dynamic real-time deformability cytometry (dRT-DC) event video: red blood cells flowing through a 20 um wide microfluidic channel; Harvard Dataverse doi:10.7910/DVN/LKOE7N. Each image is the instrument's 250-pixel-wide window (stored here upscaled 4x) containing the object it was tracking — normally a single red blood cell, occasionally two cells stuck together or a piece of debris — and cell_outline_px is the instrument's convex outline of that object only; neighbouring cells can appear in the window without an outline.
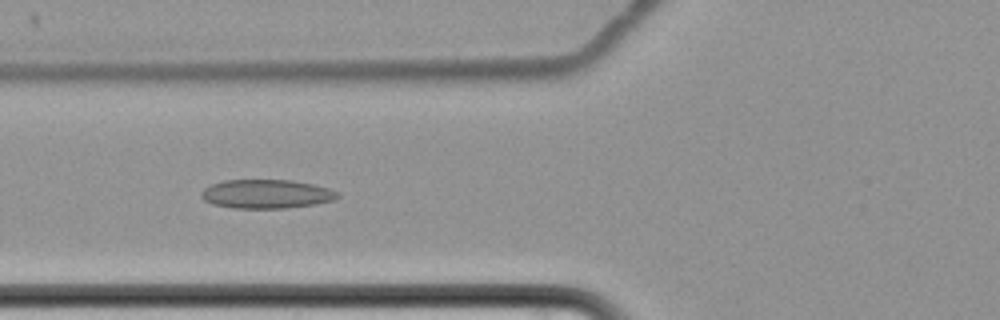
{"species": "common noctule bat (a hibernating species)", "species_latin": "Nyctalus noctula", "temperature_condition": "cold", "stored_images_in_passage": 9, "camera_frame_rate_fps": 3000, "um_per_image_px": 0.085, "animal": {"sex": "female", "body_mass_g": 22.7, "forearm_length_mm": 54.2}, "frame": {"image": 1, "passage_image": 8, "time_ms": 8.667, "image_size_px": [1000, 320], "cell_outline_px": [[340, 196], [332, 200], [316, 204], [288, 208], [232, 208], [212, 204], [204, 200], [200, 196], [200, 192], [204, 188], [212, 184], [224, 180], [292, 180], [312, 184], [328, 188], [336, 192]], "centroid_in_image_um": [22.6, 16.49], "position_along_channel_um": 103.2, "area_um2": 22.95}}
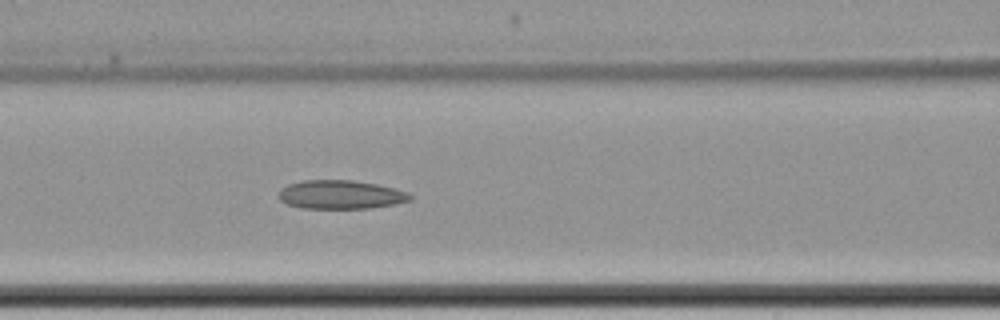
{"frame": {"image": 2, "passage_image": 9, "time_ms": 9.667, "image_size_px": [1000, 320], "cell_outline_px": [[412, 200], [396, 204], [368, 208], [300, 208], [288, 204], [280, 200], [276, 196], [280, 188], [288, 184], [304, 180], [352, 180], [376, 184], [408, 192], [412, 196]], "centroid_in_image_um": [28.92, 16.54], "position_along_channel_um": 137.7, "area_um2": 22.08}}